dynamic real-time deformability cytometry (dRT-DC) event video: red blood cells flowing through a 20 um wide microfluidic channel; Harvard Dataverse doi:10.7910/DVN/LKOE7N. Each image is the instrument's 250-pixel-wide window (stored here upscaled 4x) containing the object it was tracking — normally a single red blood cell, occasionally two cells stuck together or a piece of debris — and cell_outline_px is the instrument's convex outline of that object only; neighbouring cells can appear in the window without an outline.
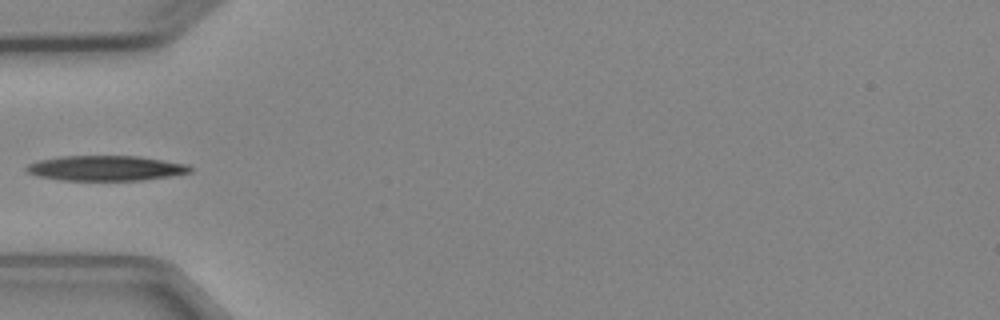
{"species": "Egyptian fruit bat (a non-hibernating species)", "species_latin": "Rousettus aegyptiacus", "temperature_condition": "cold", "stored_images_in_passage": 5, "camera_frame_rate_fps": 3000, "um_per_image_px": 0.085, "animal": {"sex": "female"}, "frame": {"image": 1, "passage_image": 5, "time_ms": 4.667, "image_size_px": [1000, 320], "cell_outline_px": [[192, 172], [172, 176], [144, 180], [60, 180], [36, 176], [28, 172], [24, 168], [28, 164], [40, 160], [60, 156], [140, 156], [188, 164], [192, 168]], "centroid_in_image_um": [9.01, 14.29], "position_along_channel_um": 76.0, "area_um2": 24.1}}